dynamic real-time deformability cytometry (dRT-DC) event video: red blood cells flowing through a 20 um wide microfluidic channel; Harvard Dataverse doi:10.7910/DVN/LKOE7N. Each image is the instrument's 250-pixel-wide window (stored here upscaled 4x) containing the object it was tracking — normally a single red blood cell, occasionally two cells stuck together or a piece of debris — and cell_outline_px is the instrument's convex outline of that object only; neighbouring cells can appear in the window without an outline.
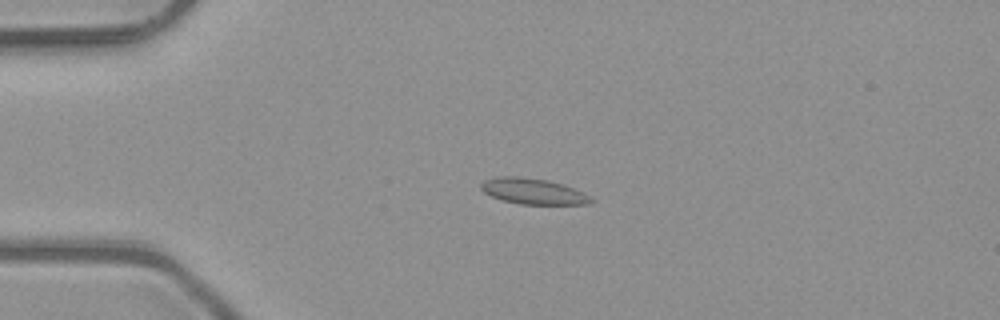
{"species": "common noctule bat (a hibernating species)", "species_latin": "Nyctalus noctula", "temperature_condition": "room temperature", "stored_images_in_passage": 3, "camera_frame_rate_fps": 3000, "um_per_image_px": 0.085, "animal": {"sex": "male", "body_mass_g": 23.1, "forearm_length_mm": 52.7}, "frame": {"image": 1, "passage_image": 2, "time_ms": 0.333, "image_size_px": [1000, 320], "cell_outline_px": [[592, 204], [520, 204], [500, 200], [484, 192], [480, 188], [480, 184], [484, 180], [496, 176], [516, 176], [548, 180], [572, 188], [588, 196], [592, 200]], "centroid_in_image_um": [45.23, 16.26], "position_along_channel_um": 39.8, "area_um2": 16.36}}